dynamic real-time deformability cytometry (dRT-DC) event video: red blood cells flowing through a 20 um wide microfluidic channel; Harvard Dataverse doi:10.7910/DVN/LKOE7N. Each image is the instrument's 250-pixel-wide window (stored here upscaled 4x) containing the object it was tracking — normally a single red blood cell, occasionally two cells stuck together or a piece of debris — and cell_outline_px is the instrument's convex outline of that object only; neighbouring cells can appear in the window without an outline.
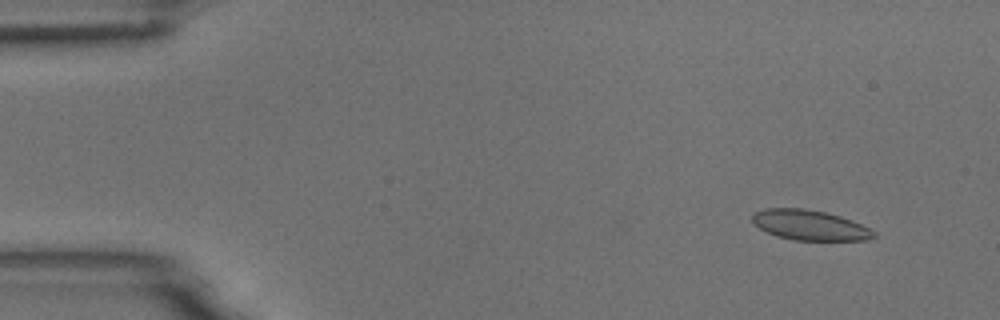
{"species": "common noctule bat (a hibernating species)", "species_latin": "Nyctalus noctula", "temperature_condition": "room temperature", "stored_images_in_passage": 55, "camera_frame_rate_fps": 3000, "um_per_image_px": 0.085, "animal": {"sex": "male", "body_mass_g": 18.8}, "frame": {"image": 1, "passage_image": 5, "time_ms": 1.333, "image_size_px": [1000, 320], "cell_outline_px": [[876, 236], [868, 240], [792, 240], [776, 236], [752, 224], [752, 216], [756, 212], [764, 208], [804, 208], [828, 212], [852, 220], [876, 232]], "centroid_in_image_um": [68.82, 19.13], "position_along_channel_um": 16.2, "area_um2": 21.44}}
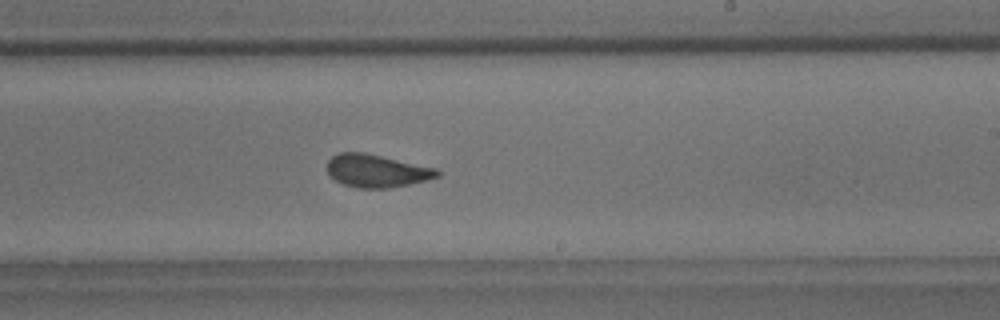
{"frame": {"image": 2, "passage_image": 33, "time_ms": 10.667, "image_size_px": [1000, 320], "cell_outline_px": [[440, 176], [408, 184], [388, 188], [356, 188], [344, 184], [328, 176], [328, 160], [336, 152], [364, 152], [436, 168], [440, 172]], "centroid_in_image_um": [31.97, 14.51], "position_along_channel_um": 257.0, "area_um2": 20.98}}
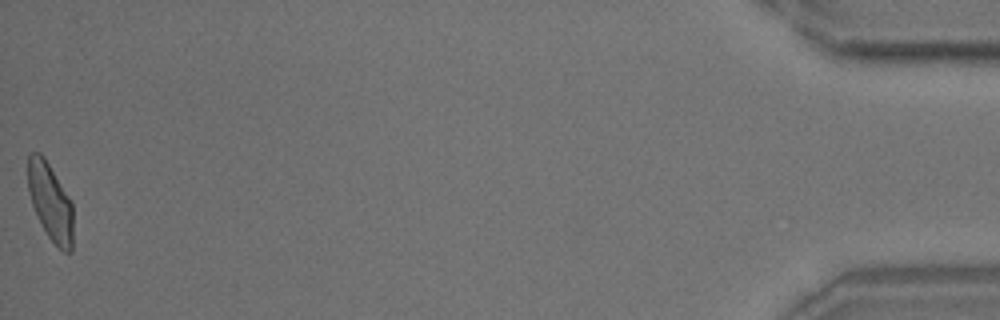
{"frame": {"image": 3, "passage_image": 55, "time_ms": 18.0, "image_size_px": [1000, 320], "cell_outline_px": [[72, 252], [64, 252], [48, 236], [32, 204], [28, 188], [28, 156], [32, 152], [40, 152], [44, 156], [72, 200]], "centroid_in_image_um": [4.29, 17.11], "position_along_channel_um": 430.9, "area_um2": 20.17}, "authors_computed_cell_mechanics": {"area_um2": 21.386, "velocity_mm_per_s": 3.693, "shape_relaxation_time_tau1_ms": 2.8974, "shape_relaxation_time_tau2_ms": 1.1256, "deformation_change_tau1": 0.0978, "deformation_change_tau2": 0.058}}